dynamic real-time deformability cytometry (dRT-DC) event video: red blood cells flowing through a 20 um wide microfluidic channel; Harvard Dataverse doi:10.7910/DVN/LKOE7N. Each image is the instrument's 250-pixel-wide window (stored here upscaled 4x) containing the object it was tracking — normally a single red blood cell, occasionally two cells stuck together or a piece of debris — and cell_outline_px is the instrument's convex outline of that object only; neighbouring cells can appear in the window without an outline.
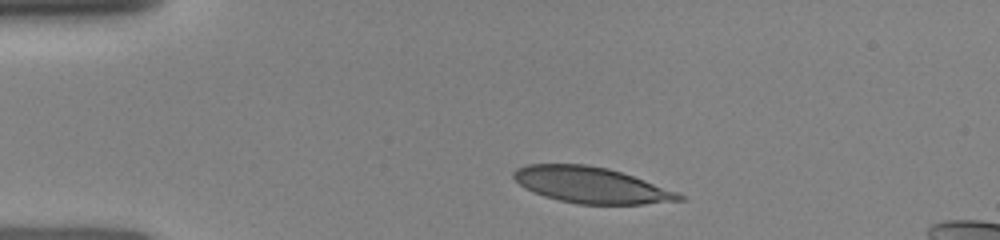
{"species": "human", "species_latin": "Homo sapiens", "temperature_condition": "room temperature", "stored_images_in_passage": 13, "camera_frame_rate_fps": 3000, "um_per_image_px": 0.085, "donor": {"sex": "female"}, "frame": {"image": 1, "passage_image": 1, "time_ms": 0.0, "image_size_px": [1000, 240], "cell_outline_px": [[684, 200], [644, 204], [580, 204], [560, 200], [544, 196], [532, 192], [524, 188], [512, 176], [512, 172], [516, 168], [528, 164], [588, 164], [608, 168], [644, 180], [676, 192], [684, 196]], "centroid_in_image_um": [50.2, 15.72], "position_along_channel_um": 34.8, "area_um2": 34.51}}
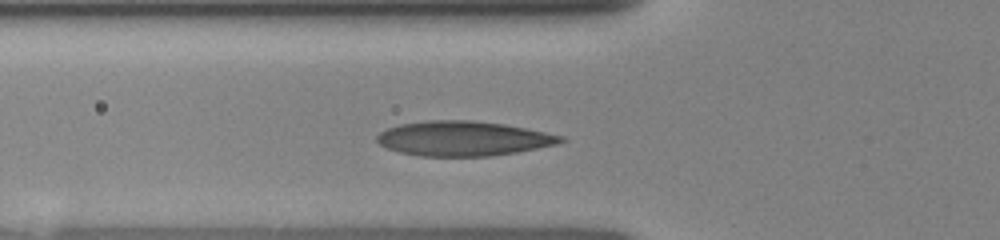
{"frame": {"image": 2, "passage_image": 10, "time_ms": 2.333, "image_size_px": [1000, 240], "cell_outline_px": [[568, 140], [556, 144], [516, 152], [488, 156], [420, 156], [400, 152], [388, 148], [380, 144], [376, 140], [376, 136], [380, 132], [388, 128], [400, 124], [428, 120], [472, 120], [504, 124], [564, 136]], "centroid_in_image_um": [39.36, 11.77], "position_along_channel_um": 86.4, "area_um2": 36.99}}
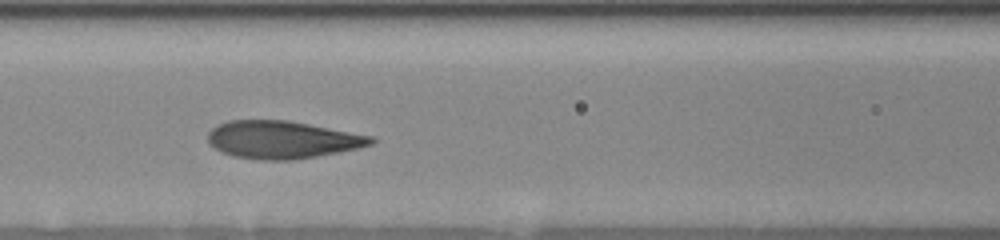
{"frame": {"image": 3, "passage_image": 12, "time_ms": 3.667, "image_size_px": [1000, 240], "cell_outline_px": [[376, 140], [372, 144], [356, 148], [296, 160], [260, 160], [232, 156], [208, 144], [208, 132], [216, 124], [228, 120], [288, 120], [372, 136]], "centroid_in_image_um": [23.94, 11.87], "position_along_channel_um": 142.7, "area_um2": 35.66}}